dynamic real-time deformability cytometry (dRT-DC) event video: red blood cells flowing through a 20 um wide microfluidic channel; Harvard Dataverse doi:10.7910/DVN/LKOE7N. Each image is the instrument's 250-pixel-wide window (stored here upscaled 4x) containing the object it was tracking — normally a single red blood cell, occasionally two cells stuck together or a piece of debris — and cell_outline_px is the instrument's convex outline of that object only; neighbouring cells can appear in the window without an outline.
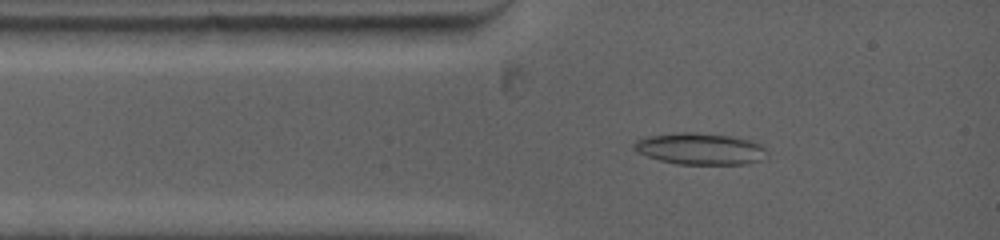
{"species": "common noctule bat (a hibernating species)", "species_latin": "Nyctalus noctula", "temperature_condition": "warm", "stored_images_in_passage": 56, "camera_frame_rate_fps": 5000, "um_per_image_px": 0.085, "animal": {"sex": "female", "body_mass_g": 19.0, "forearm_length_mm": 53.3}, "frame": {"image": 1, "passage_image": 4, "time_ms": 1.4, "image_size_px": [1000, 240], "cell_outline_px": [[768, 160], [744, 164], [676, 164], [660, 160], [636, 152], [632, 148], [632, 144], [640, 136], [676, 132], [692, 132], [728, 136], [752, 140], [760, 144], [764, 148], [768, 156]], "centroid_in_image_um": [59.49, 12.65], "position_along_channel_um": 25.5, "area_um2": 24.97}}
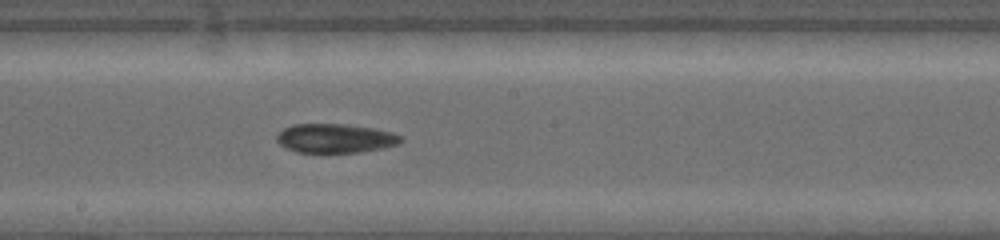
{"frame": {"image": 2, "passage_image": 27, "time_ms": 6.8, "image_size_px": [1000, 240], "cell_outline_px": [[404, 140], [396, 144], [380, 148], [360, 152], [296, 152], [280, 144], [276, 140], [276, 136], [284, 128], [292, 124], [344, 124], [372, 128], [392, 132], [400, 136]], "centroid_in_image_um": [28.47, 11.75], "position_along_channel_um": 219.7, "area_um2": 20.75}}
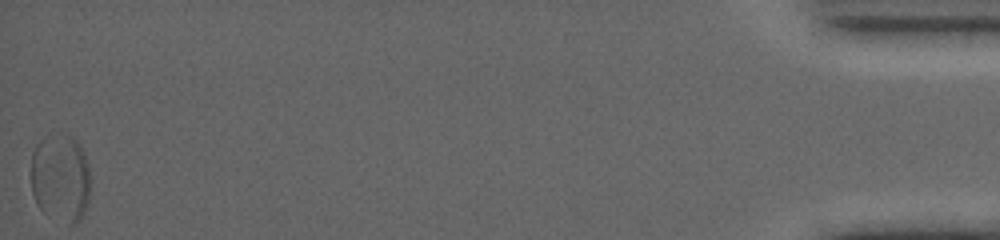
{"frame": {"image": 3, "passage_image": 56, "time_ms": 16.6, "image_size_px": [1000, 240], "cell_outline_px": [[88, 200], [84, 212], [76, 224], [72, 224], [44, 212], [36, 204], [32, 192], [32, 152], [36, 144], [40, 140], [68, 136], [72, 136], [80, 144], [88, 164]], "centroid_in_image_um": [5.14, 15.14], "position_along_channel_um": 430.1, "area_um2": 29.65}, "authors_computed_cell_mechanics": {"area_um2": 22.0507, "velocity_mm_per_s": 3.7833, "shape_relaxation_time_tau1_ms": 1.4305, "shape_relaxation_time_tau2_ms": 1.8296, "deformation_change_tau1": 0.0873, "deformation_change_tau2": 0.0449}}